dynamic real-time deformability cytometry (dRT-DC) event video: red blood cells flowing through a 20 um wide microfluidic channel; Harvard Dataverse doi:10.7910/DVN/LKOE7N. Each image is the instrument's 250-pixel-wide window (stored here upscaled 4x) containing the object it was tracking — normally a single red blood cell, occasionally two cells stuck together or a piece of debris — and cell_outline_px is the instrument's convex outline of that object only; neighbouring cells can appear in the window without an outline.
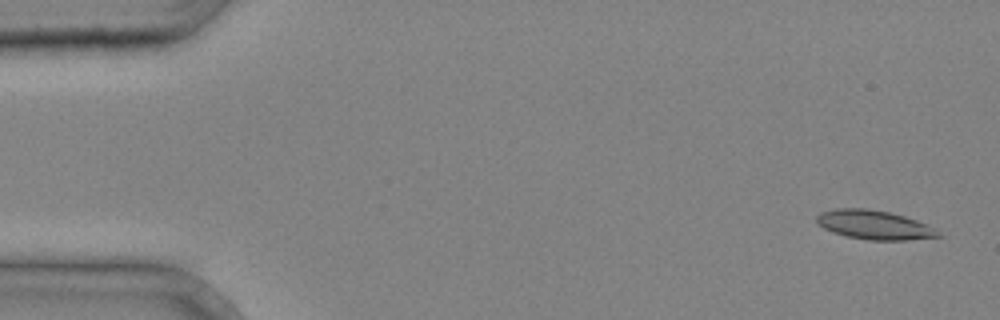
{"species": "common noctule bat (a hibernating species)", "species_latin": "Nyctalus noctula", "temperature_condition": "cold", "stored_images_in_passage": 4, "camera_frame_rate_fps": 3000, "um_per_image_px": 0.085, "animal": {"sex": "male", "body_mass_g": 20.4}, "frame": {"image": 1, "passage_image": 4, "time_ms": 1.0, "image_size_px": [1000, 320], "cell_outline_px": [[944, 236], [908, 240], [868, 240], [848, 236], [832, 232], [816, 224], [816, 216], [820, 212], [836, 208], [868, 208], [888, 212], [904, 216], [916, 220], [936, 228]], "centroid_in_image_um": [74.31, 19.11], "position_along_channel_um": 10.7, "area_um2": 20.75}}